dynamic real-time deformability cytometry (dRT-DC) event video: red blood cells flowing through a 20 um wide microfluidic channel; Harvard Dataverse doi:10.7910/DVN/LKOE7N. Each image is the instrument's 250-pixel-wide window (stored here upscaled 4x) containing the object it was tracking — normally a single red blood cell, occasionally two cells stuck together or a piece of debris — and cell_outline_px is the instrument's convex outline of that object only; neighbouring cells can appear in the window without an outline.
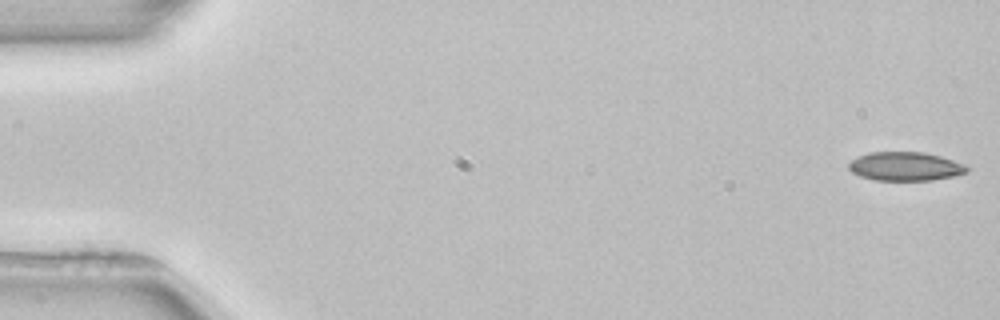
{"species": "common noctule bat (a hibernating species)", "species_latin": "Nyctalus noctula", "temperature_condition": "room temperature", "stored_images_in_passage": 52, "camera_frame_rate_fps": 3000, "um_per_image_px": 0.085, "animal": {"sex": "female", "body_mass_g": 22.7, "forearm_length_mm": 54.2}, "frame": {"image": 1, "passage_image": 1, "time_ms": 0.0, "image_size_px": [1000, 320], "cell_outline_px": [[968, 172], [952, 176], [932, 180], [876, 180], [860, 176], [852, 172], [848, 168], [848, 164], [856, 156], [868, 152], [924, 152], [940, 156], [964, 164], [968, 168]], "centroid_in_image_um": [76.92, 14.13], "position_along_channel_um": 8.1, "area_um2": 19.77}}
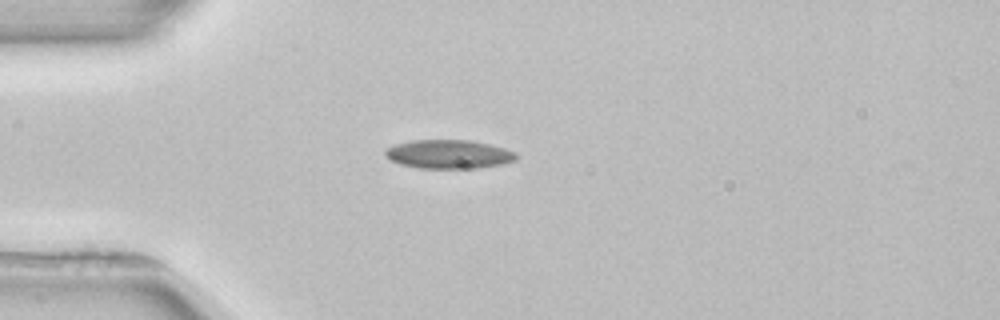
{"frame": {"image": 2, "passage_image": 14, "time_ms": 4.333, "image_size_px": [1000, 320], "cell_outline_px": [[516, 160], [500, 164], [476, 168], [420, 168], [400, 164], [384, 156], [384, 152], [388, 148], [396, 144], [412, 140], [468, 140], [488, 144], [504, 148], [516, 152]], "centroid_in_image_um": [38.13, 13.1], "position_along_channel_um": 46.9, "area_um2": 21.73}}
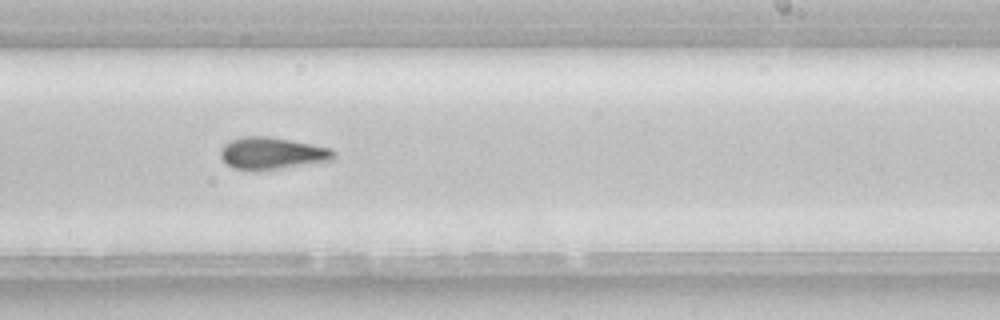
{"frame": {"image": 3, "passage_image": 32, "time_ms": 10.333, "image_size_px": [1000, 320], "cell_outline_px": [[336, 156], [332, 160], [280, 168], [232, 168], [220, 156], [220, 148], [228, 140], [244, 136], [268, 136], [312, 144], [332, 148], [336, 152]], "centroid_in_image_um": [23.14, 12.98], "position_along_channel_um": 265.9, "area_um2": 20.69}}